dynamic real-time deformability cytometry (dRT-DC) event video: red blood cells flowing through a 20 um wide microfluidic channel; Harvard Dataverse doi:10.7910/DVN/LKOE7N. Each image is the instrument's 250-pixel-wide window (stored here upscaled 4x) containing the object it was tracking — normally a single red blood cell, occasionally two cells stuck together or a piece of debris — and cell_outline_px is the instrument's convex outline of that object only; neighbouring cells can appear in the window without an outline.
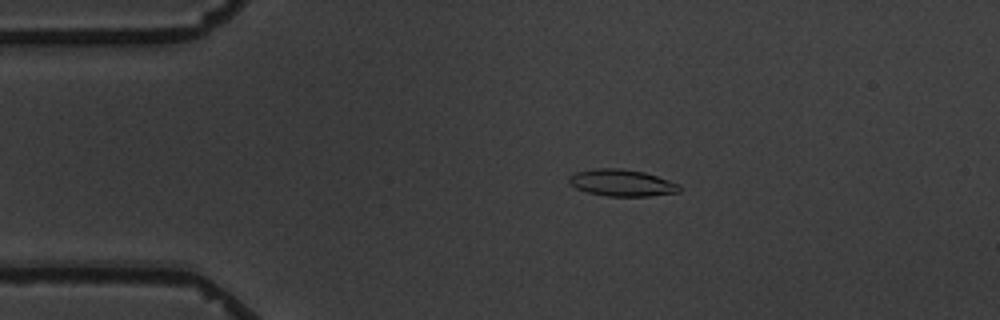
{"species": "common noctule bat (a hibernating species)", "species_latin": "Nyctalus noctula", "temperature_condition": "warm", "stored_images_in_passage": 6, "camera_frame_rate_fps": 3000, "um_per_image_px": 0.085, "animal": {"sex": "male", "body_mass_g": 19.5, "forearm_length_mm": 54.6}, "frame": {"image": 1, "passage_image": 4, "time_ms": 3.333, "image_size_px": [1000, 320], "cell_outline_px": [[680, 192], [648, 196], [608, 196], [588, 192], [576, 188], [568, 184], [568, 176], [576, 172], [592, 168], [620, 168], [644, 172], [680, 184]], "centroid_in_image_um": [52.82, 15.53], "position_along_channel_um": 32.2, "area_um2": 17.28}}
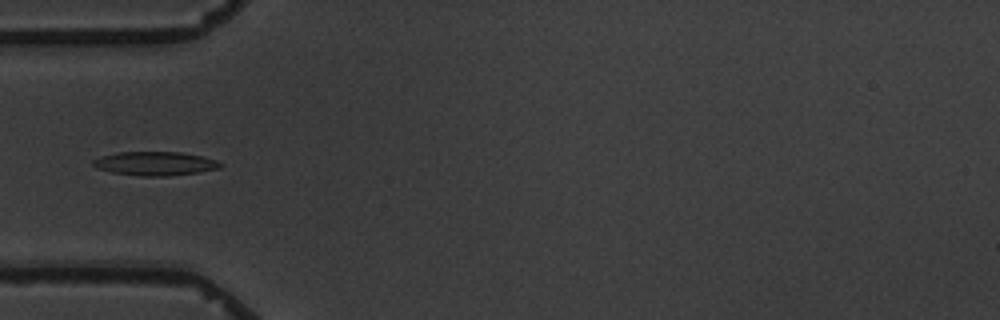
{"frame": {"image": 2, "passage_image": 6, "time_ms": 5.667, "image_size_px": [1000, 320], "cell_outline_px": [[224, 164], [220, 168], [196, 172], [168, 176], [140, 176], [112, 172], [96, 168], [92, 164], [92, 160], [100, 156], [116, 152], [180, 152], [204, 156], [216, 160]], "centroid_in_image_um": [13.17, 13.89], "position_along_channel_um": 71.8, "area_um2": 17.74}}